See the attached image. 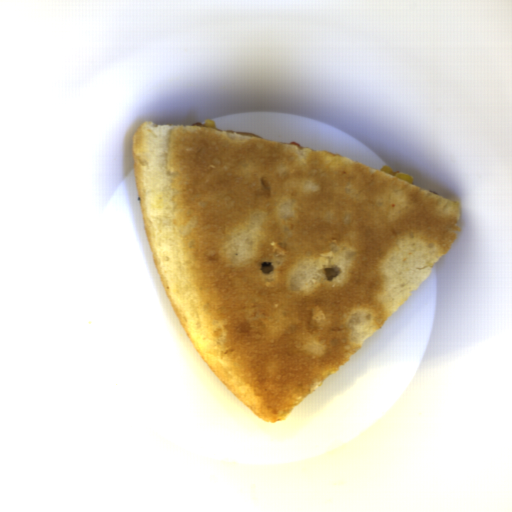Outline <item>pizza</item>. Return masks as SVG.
Listing matches in <instances>:
<instances>
[{
	"instance_id": "obj_1",
	"label": "pizza",
	"mask_w": 512,
	"mask_h": 512,
	"mask_svg": "<svg viewBox=\"0 0 512 512\" xmlns=\"http://www.w3.org/2000/svg\"><path fill=\"white\" fill-rule=\"evenodd\" d=\"M130 144L168 303L266 423L367 342L459 234L454 201L295 141L147 120Z\"/></svg>"
}]
</instances>
